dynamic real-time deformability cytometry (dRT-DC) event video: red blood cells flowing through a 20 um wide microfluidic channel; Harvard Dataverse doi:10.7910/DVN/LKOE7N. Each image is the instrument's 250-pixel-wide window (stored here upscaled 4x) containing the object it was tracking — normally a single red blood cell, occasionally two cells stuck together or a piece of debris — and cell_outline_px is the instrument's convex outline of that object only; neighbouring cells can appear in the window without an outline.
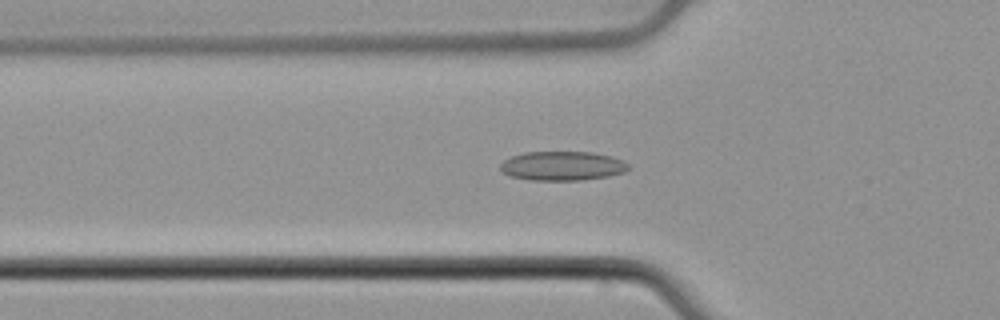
{"species": "common noctule bat (a hibernating species)", "species_latin": "Nyctalus noctula", "temperature_condition": "cold", "stored_images_in_passage": 52, "camera_frame_rate_fps": 3000, "um_per_image_px": 0.085, "animal": {"sex": "male", "body_mass_g": 21.5, "forearm_length_mm": 52.0}, "frame": {"image": 1, "passage_image": 17, "time_ms": 5.333, "image_size_px": [1000, 320], "cell_outline_px": [[628, 168], [624, 172], [608, 176], [580, 180], [528, 180], [512, 176], [504, 172], [500, 168], [500, 164], [504, 160], [512, 156], [524, 152], [592, 152], [612, 156], [628, 164]], "centroid_in_image_um": [47.78, 14.1], "position_along_channel_um": 78.0, "area_um2": 21.62}}
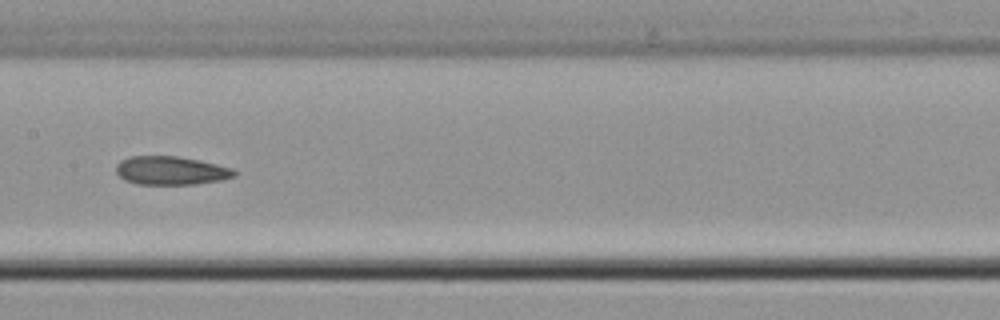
{"frame": {"image": 2, "passage_image": 26, "time_ms": 8.333, "image_size_px": [1000, 320], "cell_outline_px": [[236, 176], [220, 180], [192, 184], [136, 184], [124, 180], [116, 172], [116, 164], [120, 160], [128, 156], [180, 156], [200, 160], [232, 168], [236, 172]], "centroid_in_image_um": [14.5, 14.49], "position_along_channel_um": 192.9, "area_um2": 19.71}}
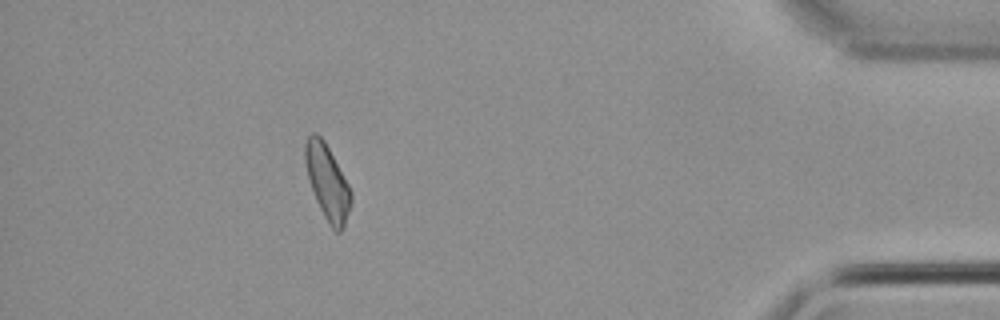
{"frame": {"image": 3, "passage_image": 47, "time_ms": 15.333, "image_size_px": [1000, 320], "cell_outline_px": [[352, 200], [344, 228], [340, 232], [336, 232], [328, 224], [316, 200], [308, 176], [304, 160], [304, 144], [308, 136], [312, 132], [316, 132], [324, 140], [348, 184], [352, 192]], "centroid_in_image_um": [27.82, 15.48], "position_along_channel_um": 407.4, "area_um2": 19.88}}